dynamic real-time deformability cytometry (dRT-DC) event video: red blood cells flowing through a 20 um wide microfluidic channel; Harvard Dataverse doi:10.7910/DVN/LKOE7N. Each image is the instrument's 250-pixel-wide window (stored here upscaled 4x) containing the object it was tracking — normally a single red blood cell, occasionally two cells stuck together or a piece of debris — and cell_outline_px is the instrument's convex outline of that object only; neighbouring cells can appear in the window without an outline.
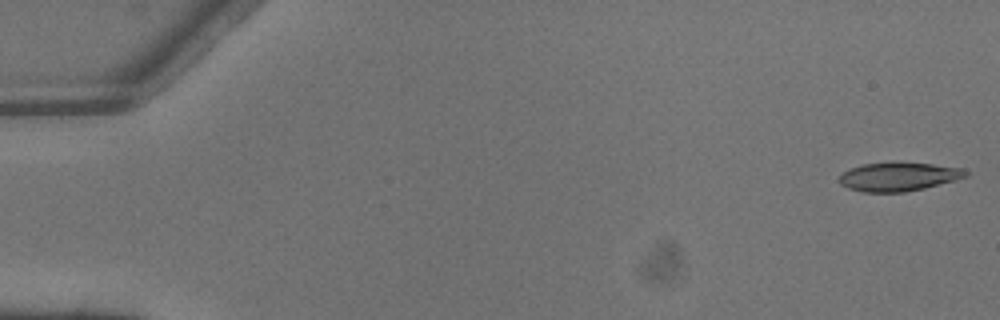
{"species": "common noctule bat (a hibernating species)", "species_latin": "Nyctalus noctula", "temperature_condition": "warm", "stored_images_in_passage": 6, "camera_frame_rate_fps": 3000, "um_per_image_px": 0.085, "animal": {"sex": "male", "body_mass_g": 13.3}, "frame": {"image": 1, "passage_image": 1, "time_ms": 0.0, "image_size_px": [1000, 320], "cell_outline_px": [[968, 176], [956, 180], [924, 188], [904, 192], [864, 192], [848, 188], [840, 184], [840, 176], [844, 172], [852, 168], [864, 164], [932, 164], [964, 168], [968, 172]], "centroid_in_image_um": [76.42, 15.05], "position_along_channel_um": 8.6, "area_um2": 20.52}}
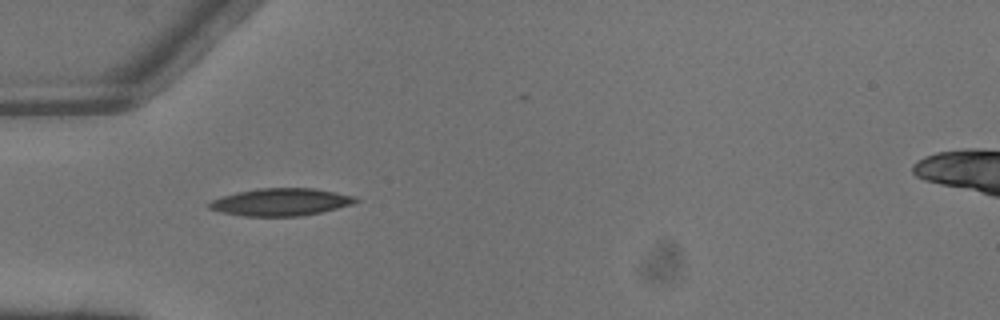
{"frame": {"image": 2, "passage_image": 5, "time_ms": 1.333, "image_size_px": [1000, 320], "cell_outline_px": [[360, 200], [352, 204], [320, 212], [300, 216], [244, 216], [220, 212], [208, 208], [208, 204], [212, 200], [236, 192], [260, 188], [316, 188], [356, 196]], "centroid_in_image_um": [23.88, 17.17], "position_along_channel_um": 61.1, "area_um2": 23.35}}
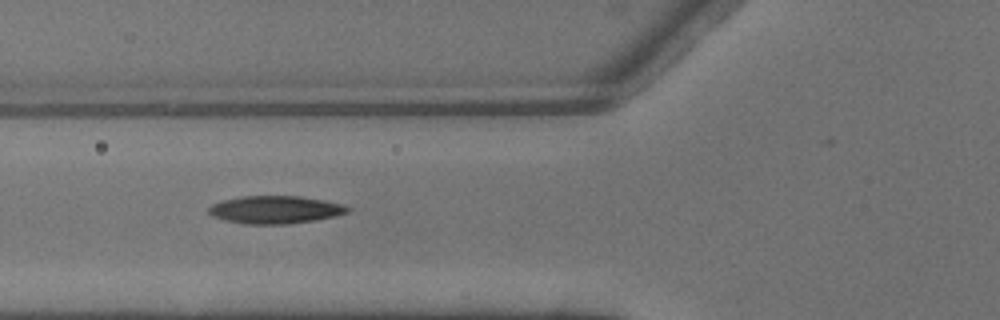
{"frame": {"image": 3, "passage_image": 6, "time_ms": 1.667, "image_size_px": [1000, 320], "cell_outline_px": [[352, 208], [348, 212], [316, 220], [284, 224], [244, 224], [212, 216], [208, 212], [208, 208], [212, 204], [224, 200], [244, 196], [300, 196], [340, 204]], "centroid_in_image_um": [23.37, 17.82], "position_along_channel_um": 102.4, "area_um2": 22.08}}